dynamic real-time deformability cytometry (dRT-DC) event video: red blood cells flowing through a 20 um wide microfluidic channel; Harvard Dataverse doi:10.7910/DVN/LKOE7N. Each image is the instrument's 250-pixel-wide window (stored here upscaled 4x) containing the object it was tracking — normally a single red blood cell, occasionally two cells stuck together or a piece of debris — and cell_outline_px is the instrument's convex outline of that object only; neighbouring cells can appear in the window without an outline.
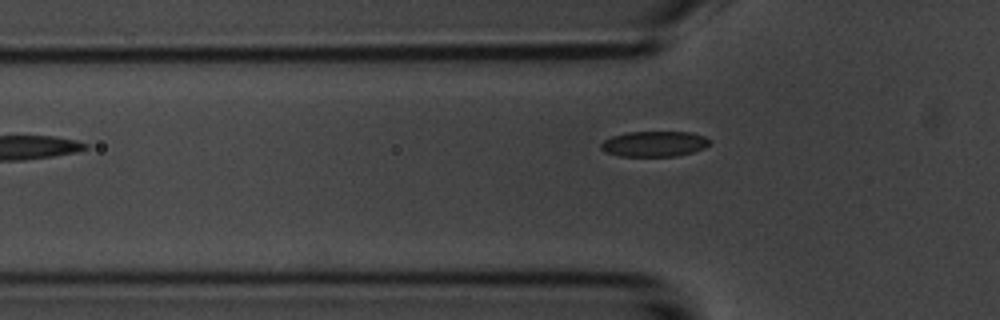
{"species": "common noctule bat (a hibernating species)", "species_latin": "Nyctalus noctula", "temperature_condition": "room temperature", "stored_images_in_passage": 2, "camera_frame_rate_fps": 3000, "um_per_image_px": 0.085, "animal": {"sex": "male", "body_mass_g": 20.1, "forearm_length_mm": 53.5}, "frame": {"image": 1, "passage_image": 2, "time_ms": 1.333, "image_size_px": [1000, 320], "cell_outline_px": [[712, 140], [704, 148], [692, 152], [676, 156], [620, 156], [608, 152], [600, 148], [600, 144], [604, 140], [612, 136], [628, 132], [692, 132], [704, 136]], "centroid_in_image_um": [55.63, 12.22], "position_along_channel_um": 70.2, "area_um2": 16.07}}